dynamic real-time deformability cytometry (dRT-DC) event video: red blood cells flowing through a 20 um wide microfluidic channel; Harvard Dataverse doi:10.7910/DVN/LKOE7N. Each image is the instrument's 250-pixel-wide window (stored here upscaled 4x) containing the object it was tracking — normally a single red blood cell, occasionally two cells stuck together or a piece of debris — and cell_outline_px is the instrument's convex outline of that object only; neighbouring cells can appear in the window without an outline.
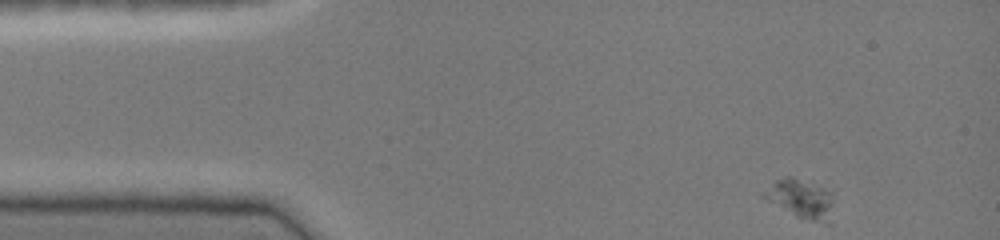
{"species": "common noctule bat (a hibernating species)", "species_latin": "Nyctalus noctula", "temperature_condition": "cold", "stored_images_in_passage": 44, "camera_frame_rate_fps": 3000, "um_per_image_px": 0.085, "animal": {"sex": "female", "body_mass_g": 19.0, "forearm_length_mm": 51.5}, "frame": {"image": 1, "passage_image": 1, "time_ms": 0.0, "image_size_px": [1000, 240], "cell_outline_px": [[836, 188], [832, 224], [828, 224], [796, 216], [760, 196], [760, 192], [776, 180], [788, 176], [792, 176]], "centroid_in_image_um": [68.22, 16.86], "position_along_channel_um": 16.8, "area_um2": 16.99}}
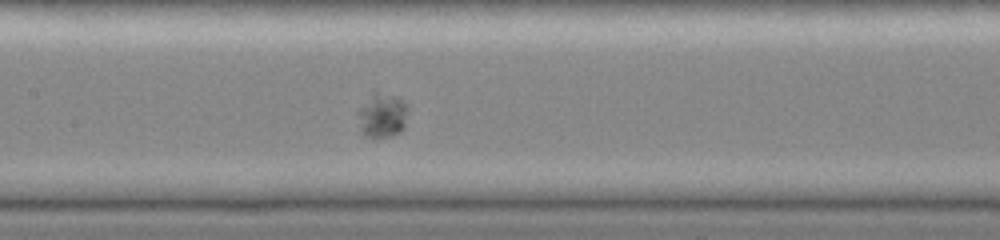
{"frame": {"image": 2, "passage_image": 19, "time_ms": 6.0, "image_size_px": [1000, 240], "cell_outline_px": [[408, 108], [404, 128], [400, 132], [392, 136], [380, 140], [376, 140], [364, 136], [356, 112], [376, 92], [396, 96], [408, 104]], "centroid_in_image_um": [32.52, 9.88], "position_along_channel_um": 174.9, "area_um2": 13.06}}
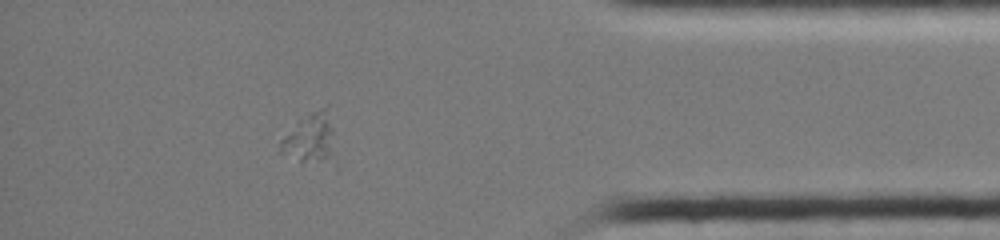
{"frame": {"image": 3, "passage_image": 38, "time_ms": 12.333, "image_size_px": [1000, 240], "cell_outline_px": [[332, 132], [328, 160], [300, 164], [280, 152], [280, 140], [300, 120], [312, 112], [324, 108], [328, 108], [332, 128]], "centroid_in_image_um": [26.27, 11.78], "position_along_channel_um": 408.9, "area_um2": 14.91}}